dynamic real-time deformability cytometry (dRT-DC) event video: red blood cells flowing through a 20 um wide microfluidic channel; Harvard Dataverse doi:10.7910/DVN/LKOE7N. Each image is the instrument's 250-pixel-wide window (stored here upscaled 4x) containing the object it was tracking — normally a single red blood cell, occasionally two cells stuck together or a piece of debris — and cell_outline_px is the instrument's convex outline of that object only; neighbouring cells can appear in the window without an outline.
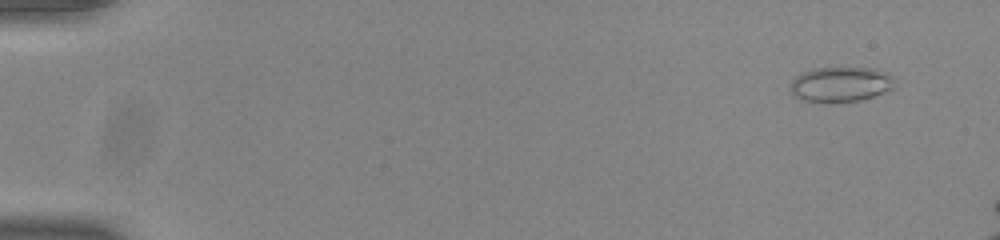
{"species": "common noctule bat (a hibernating species)", "species_latin": "Nyctalus noctula", "temperature_condition": "room temperature", "stored_images_in_passage": 49, "camera_frame_rate_fps": 3000, "um_per_image_px": 0.085, "animal": {"sex": "male", "body_mass_g": 20.0, "forearm_length_mm": 53.3}, "frame": {"image": 1, "passage_image": 1, "time_ms": 0.0, "image_size_px": [1000, 240], "cell_outline_px": [[892, 88], [884, 92], [860, 100], [804, 100], [796, 96], [792, 92], [792, 80], [796, 76], [812, 68], [872, 68], [888, 72], [892, 76]], "centroid_in_image_um": [71.48, 7.12], "position_along_channel_um": 13.5, "area_um2": 20.4}}
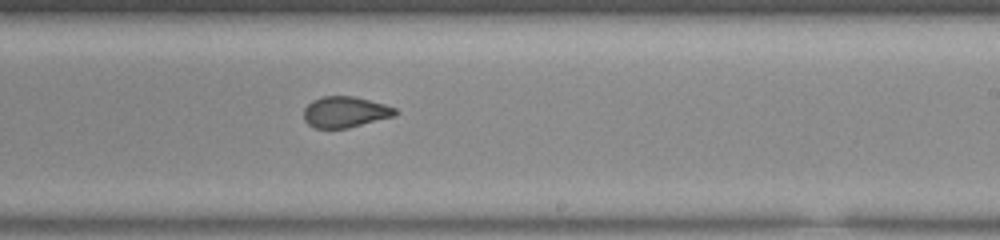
{"frame": {"image": 2, "passage_image": 31, "time_ms": 10.0, "image_size_px": [1000, 240], "cell_outline_px": [[400, 112], [396, 116], [348, 128], [316, 128], [308, 124], [304, 120], [304, 108], [312, 100], [324, 96], [356, 96], [384, 104], [396, 108]], "centroid_in_image_um": [29.37, 9.52], "position_along_channel_um": 259.6, "area_um2": 16.7}}
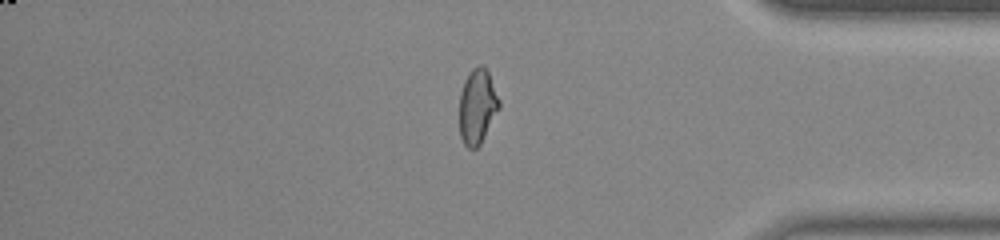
{"frame": {"image": 3, "passage_image": 43, "time_ms": 14.0, "image_size_px": [1000, 240], "cell_outline_px": [[500, 108], [480, 144], [476, 148], [468, 148], [464, 144], [460, 136], [460, 92], [464, 80], [472, 68], [480, 64], [488, 68], [500, 100]], "centroid_in_image_um": [40.59, 9.0], "position_along_channel_um": 394.6, "area_um2": 17.57}}